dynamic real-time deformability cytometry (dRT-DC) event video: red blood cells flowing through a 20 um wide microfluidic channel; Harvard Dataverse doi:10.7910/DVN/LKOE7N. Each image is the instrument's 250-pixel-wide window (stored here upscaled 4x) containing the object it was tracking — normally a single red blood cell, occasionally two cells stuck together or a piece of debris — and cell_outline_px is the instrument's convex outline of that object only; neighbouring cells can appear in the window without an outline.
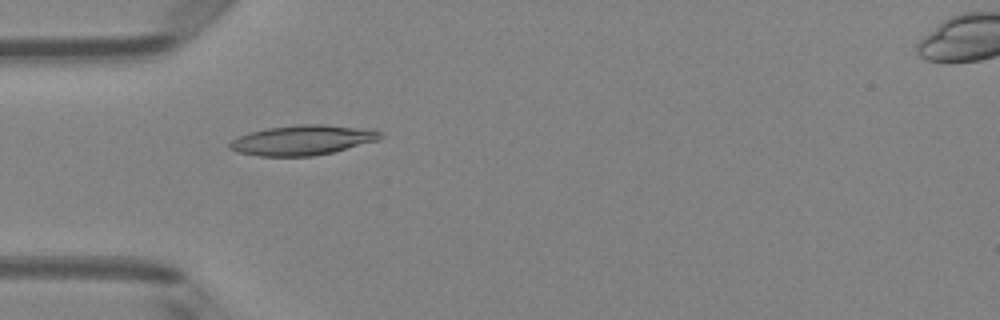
{"species": "Egyptian fruit bat (a non-hibernating species)", "species_latin": "Rousettus aegyptiacus", "temperature_condition": "room temperature", "stored_images_in_passage": 43, "camera_frame_rate_fps": 3000, "um_per_image_px": 0.085, "animal": {"sex": "female"}, "frame": {"image": 1, "passage_image": 16, "time_ms": 5.0, "image_size_px": [1000, 320], "cell_outline_px": [[384, 136], [380, 140], [332, 152], [312, 156], [256, 156], [236, 152], [228, 148], [228, 144], [232, 140], [240, 136], [252, 132], [268, 128], [296, 124], [324, 124], [372, 128], [380, 132]], "centroid_in_image_um": [25.76, 11.9], "position_along_channel_um": 59.2, "area_um2": 26.53}}
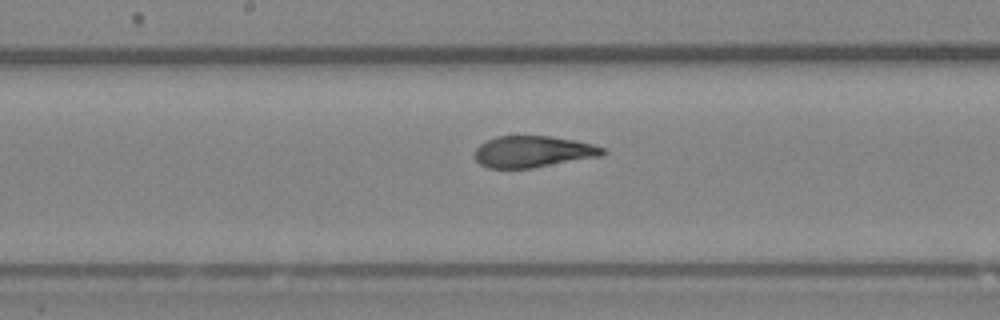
{"frame": {"image": 2, "passage_image": 27, "time_ms": 8.667, "image_size_px": [1000, 320], "cell_outline_px": [[608, 152], [600, 156], [532, 168], [488, 168], [480, 164], [476, 160], [476, 148], [480, 144], [496, 136], [548, 136], [576, 140], [592, 144], [604, 148]], "centroid_in_image_um": [45.32, 12.89], "position_along_channel_um": 202.9, "area_um2": 23.35}}
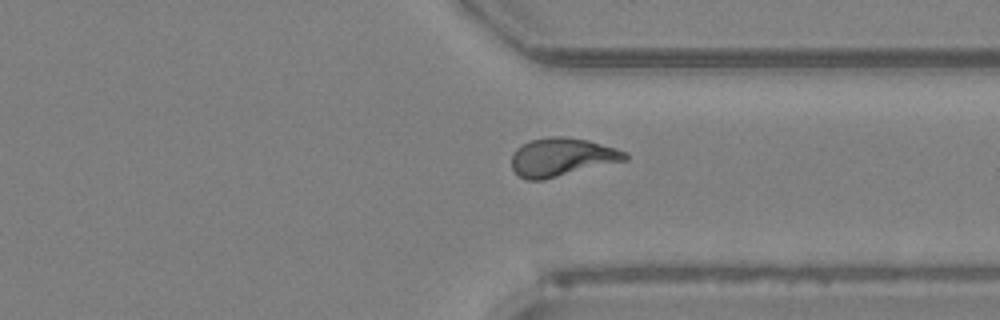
{"frame": {"image": 3, "passage_image": 39, "time_ms": 12.667, "image_size_px": [1000, 320], "cell_outline_px": [[628, 160], [544, 180], [528, 180], [520, 176], [512, 168], [512, 156], [516, 148], [532, 140], [552, 136], [564, 136], [588, 140], [616, 148], [628, 152]], "centroid_in_image_um": [47.8, 13.36], "position_along_channel_um": 363.6, "area_um2": 25.37}, "authors_computed_cell_mechanics": {"area_um2": 24.5072, "velocity_mm_per_s": 4.0027, "shape_relaxation_time_tau1_ms": null, "shape_relaxation_time_tau2_ms": 1.1666, "deformation_change_tau1": null, "deformation_change_tau2": 0.0762}}